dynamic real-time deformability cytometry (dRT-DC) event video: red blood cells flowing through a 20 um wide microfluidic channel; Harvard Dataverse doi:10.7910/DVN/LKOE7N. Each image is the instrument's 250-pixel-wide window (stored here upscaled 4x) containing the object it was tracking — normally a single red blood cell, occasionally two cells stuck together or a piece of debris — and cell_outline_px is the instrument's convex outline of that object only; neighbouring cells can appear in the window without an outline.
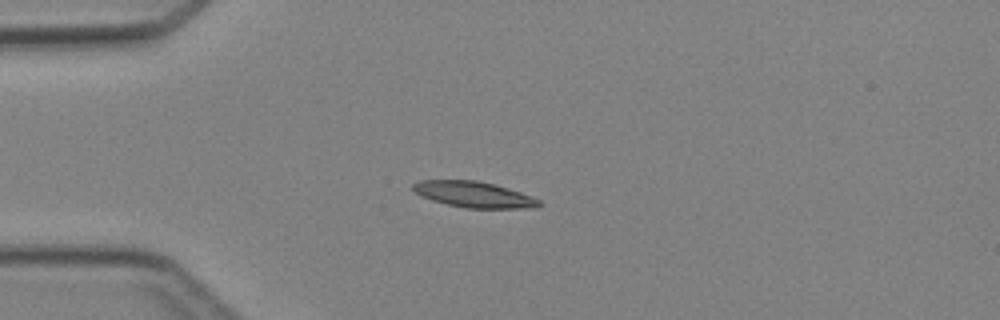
{"species": "Egyptian fruit bat (a non-hibernating species)", "species_latin": "Rousettus aegyptiacus", "temperature_condition": "cold", "stored_images_in_passage": 4, "camera_frame_rate_fps": 3000, "um_per_image_px": 0.085, "animal": {"sex": "female"}, "frame": {"image": 1, "passage_image": 4, "time_ms": 3.667, "image_size_px": [1000, 320], "cell_outline_px": [[544, 204], [536, 208], [464, 208], [432, 200], [420, 196], [412, 188], [412, 184], [420, 180], [476, 180], [508, 188], [532, 196], [540, 200]], "centroid_in_image_um": [40.3, 16.53], "position_along_channel_um": 44.7, "area_um2": 19.07}}